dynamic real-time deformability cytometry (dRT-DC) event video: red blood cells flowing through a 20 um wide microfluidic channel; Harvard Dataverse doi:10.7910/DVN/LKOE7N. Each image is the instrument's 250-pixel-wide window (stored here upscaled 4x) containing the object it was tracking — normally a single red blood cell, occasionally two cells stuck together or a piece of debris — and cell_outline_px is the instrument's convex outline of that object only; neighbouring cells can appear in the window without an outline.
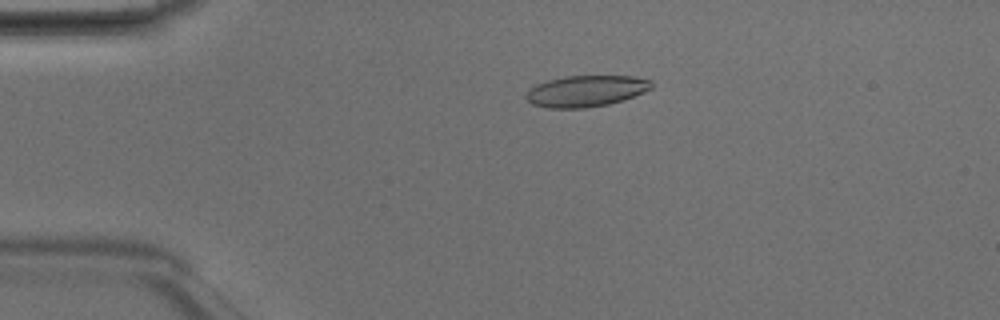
{"species": "Egyptian fruit bat (a non-hibernating species)", "species_latin": "Rousettus aegyptiacus", "temperature_condition": "room temperature", "stored_images_in_passage": 40, "camera_frame_rate_fps": 3000, "um_per_image_px": 0.085, "animal": {"sex": "male"}, "frame": {"image": 1, "passage_image": 2, "time_ms": 0.333, "image_size_px": [1000, 320], "cell_outline_px": [[652, 88], [644, 92], [624, 100], [608, 104], [584, 108], [548, 108], [532, 104], [524, 96], [536, 84], [548, 80], [568, 76], [632, 76], [652, 80]], "centroid_in_image_um": [49.83, 7.74], "position_along_channel_um": 35.2, "area_um2": 22.77}}
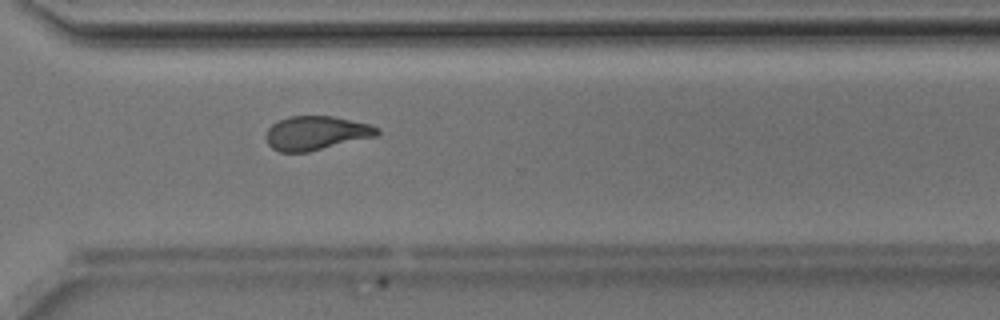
{"frame": {"image": 2, "passage_image": 27, "time_ms": 8.667, "image_size_px": [1000, 320], "cell_outline_px": [[380, 132], [376, 136], [308, 152], [280, 152], [272, 148], [268, 144], [268, 128], [272, 124], [288, 116], [332, 116], [368, 124], [380, 128]], "centroid_in_image_um": [26.88, 11.31], "position_along_channel_um": 343.7, "area_um2": 21.73}}
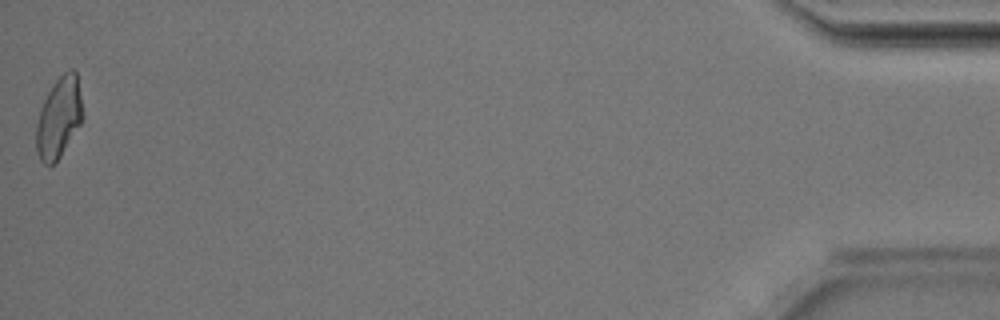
{"frame": {"image": 3, "passage_image": 40, "time_ms": 13.0, "image_size_px": [1000, 320], "cell_outline_px": [[84, 116], [80, 124], [60, 156], [52, 164], [44, 164], [40, 160], [36, 152], [36, 124], [40, 108], [48, 92], [56, 80], [64, 72], [72, 68], [76, 72]], "centroid_in_image_um": [4.99, 9.99], "position_along_channel_um": 430.2, "area_um2": 21.62}, "authors_computed_cell_mechanics": {"area_um2": 22.3108, "velocity_mm_per_s": 4.1967, "shape_relaxation_time_tau1_ms": 6.1936, "shape_relaxation_time_tau2_ms": 2.3541, "deformation_change_tau1": 0.1747, "deformation_change_tau2": 0.0938}}